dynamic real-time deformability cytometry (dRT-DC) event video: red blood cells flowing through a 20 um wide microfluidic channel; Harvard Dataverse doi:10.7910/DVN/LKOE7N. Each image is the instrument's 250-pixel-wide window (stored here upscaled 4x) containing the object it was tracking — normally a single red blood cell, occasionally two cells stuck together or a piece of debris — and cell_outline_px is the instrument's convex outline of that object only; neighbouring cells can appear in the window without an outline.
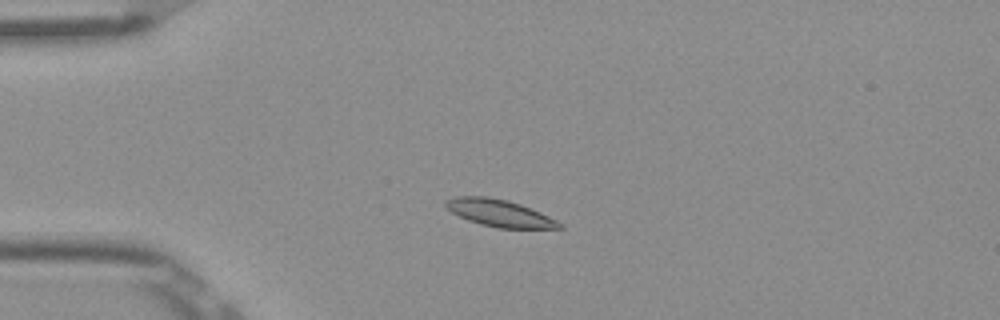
{"species": "Egyptian fruit bat (a non-hibernating species)", "species_latin": "Rousettus aegyptiacus", "temperature_condition": "room temperature", "stored_images_in_passage": 50, "camera_frame_rate_fps": 3000, "um_per_image_px": 0.085, "frame": {"image": 1, "passage_image": 10, "time_ms": 3.0, "image_size_px": [1000, 320], "cell_outline_px": [[564, 228], [496, 228], [480, 224], [468, 220], [452, 212], [444, 204], [444, 200], [456, 196], [488, 196], [508, 200], [520, 204], [540, 212], [564, 224]], "centroid_in_image_um": [42.45, 18.11], "position_along_channel_um": 42.5, "area_um2": 17.92}}
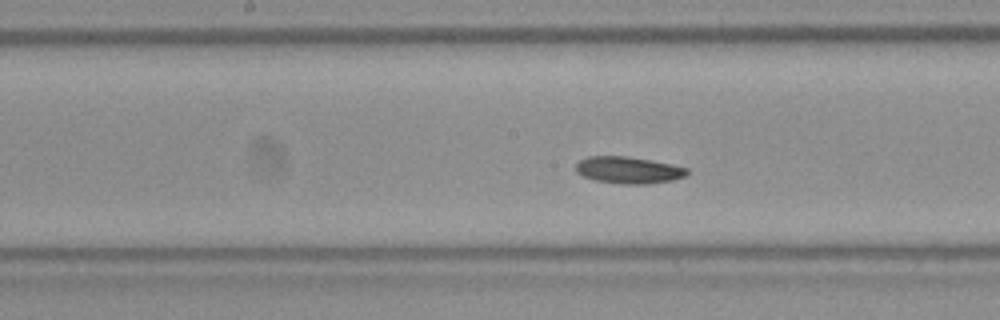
{"frame": {"image": 2, "passage_image": 24, "time_ms": 7.667, "image_size_px": [1000, 320], "cell_outline_px": [[688, 172], [684, 176], [672, 180], [648, 184], [624, 184], [596, 180], [584, 176], [576, 172], [576, 164], [580, 160], [588, 156], [628, 156], [652, 160], [672, 164], [688, 168]], "centroid_in_image_um": [53.43, 14.44], "position_along_channel_um": 194.8, "area_um2": 17.34}}
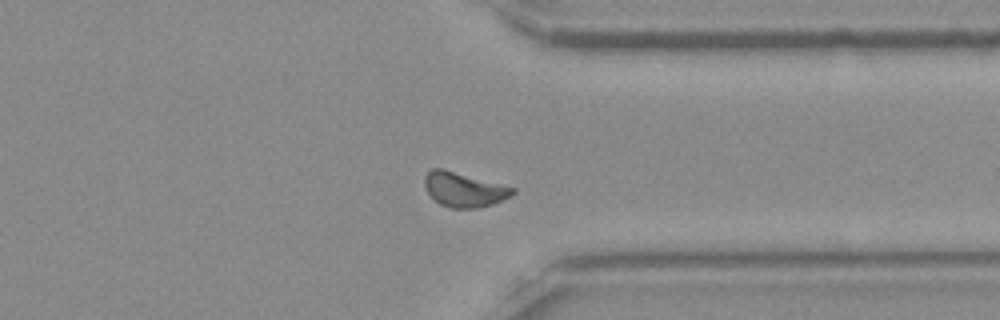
{"frame": {"image": 3, "passage_image": 38, "time_ms": 12.333, "image_size_px": [1000, 320], "cell_outline_px": [[516, 192], [512, 196], [492, 204], [476, 208], [452, 208], [440, 204], [428, 192], [424, 184], [424, 176], [432, 168], [440, 168], [516, 188]], "centroid_in_image_um": [39.45, 16.12], "position_along_channel_um": 371.9, "area_um2": 17.46}, "authors_computed_cell_mechanics": {"area_um2": 17.4556, "velocity_mm_per_s": 3.8363, "shape_relaxation_time_tau1_ms": 9.3508, "shape_relaxation_time_tau2_ms": 3.5892, "deformation_change_tau1": 0.1593, "deformation_change_tau2": 0.0959}}